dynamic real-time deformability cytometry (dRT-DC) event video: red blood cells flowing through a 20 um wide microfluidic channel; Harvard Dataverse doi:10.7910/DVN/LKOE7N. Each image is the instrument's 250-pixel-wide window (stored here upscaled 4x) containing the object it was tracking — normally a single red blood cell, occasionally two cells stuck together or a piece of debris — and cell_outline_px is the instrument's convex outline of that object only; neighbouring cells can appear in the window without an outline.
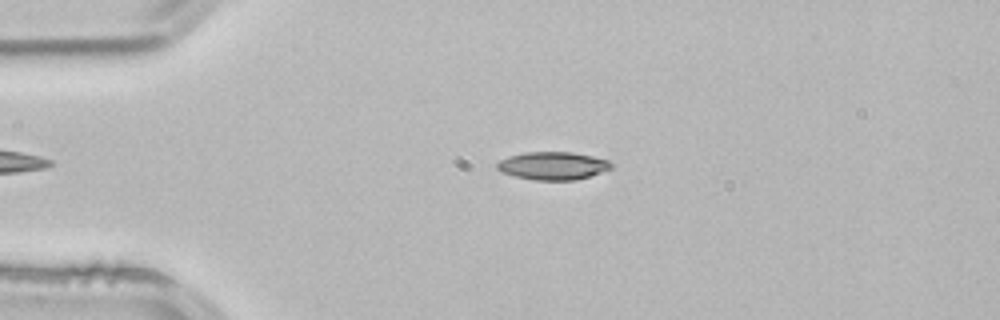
{"species": "common noctule bat (a hibernating species)", "species_latin": "Nyctalus noctula", "temperature_condition": "room temperature", "stored_images_in_passage": 3, "camera_frame_rate_fps": 3000, "um_per_image_px": 0.085, "animal": {"sex": "male", "body_mass_g": 21.5, "forearm_length_mm": 52.0}, "frame": {"image": 1, "passage_image": 2, "time_ms": 0.333, "image_size_px": [1000, 320], "cell_outline_px": [[612, 168], [576, 180], [536, 180], [516, 176], [500, 172], [496, 168], [496, 164], [500, 160], [508, 156], [524, 152], [572, 152], [592, 156], [608, 160], [612, 164]], "centroid_in_image_um": [46.96, 14.08], "position_along_channel_um": 38.0, "area_um2": 18.5}}
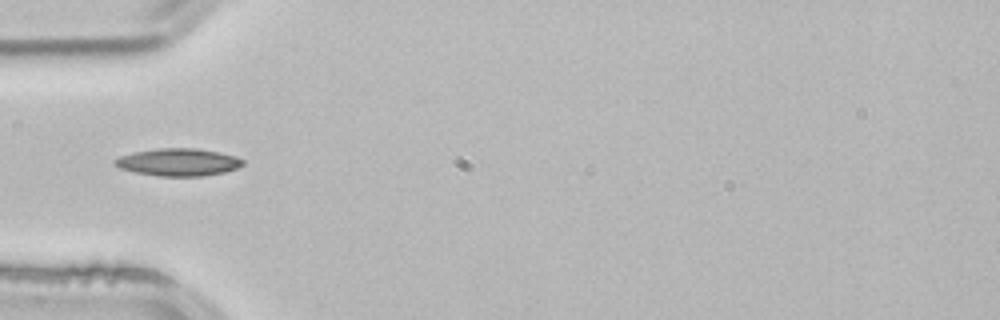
{"frame": {"image": 2, "passage_image": 3, "time_ms": 0.667, "image_size_px": [1000, 320], "cell_outline_px": [[244, 164], [236, 168], [224, 172], [204, 176], [160, 176], [136, 172], [120, 168], [112, 164], [112, 160], [120, 156], [136, 152], [160, 148], [196, 148], [220, 152], [236, 156], [244, 160]], "centroid_in_image_um": [15.16, 13.78], "position_along_channel_um": 69.8, "area_um2": 20.46}}